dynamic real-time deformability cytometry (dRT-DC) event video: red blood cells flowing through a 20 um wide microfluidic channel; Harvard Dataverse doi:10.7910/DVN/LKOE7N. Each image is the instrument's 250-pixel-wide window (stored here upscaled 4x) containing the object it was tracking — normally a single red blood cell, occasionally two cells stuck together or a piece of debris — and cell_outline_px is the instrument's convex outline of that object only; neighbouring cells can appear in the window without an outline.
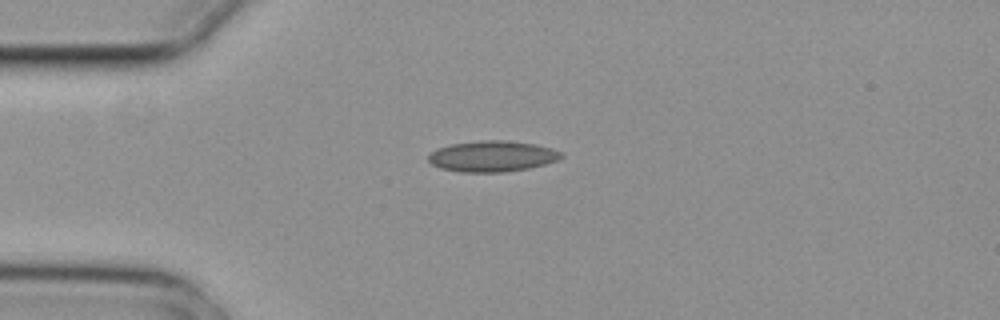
{"species": "common noctule bat (a hibernating species)", "species_latin": "Nyctalus noctula", "temperature_condition": "cold", "stored_images_in_passage": 8, "camera_frame_rate_fps": 3000, "um_per_image_px": 0.085, "animal": {"sex": "female", "body_mass_g": 29.2, "forearm_length_mm": 56.3}, "frame": {"image": 1, "passage_image": 3, "time_ms": 0.667, "image_size_px": [1000, 320], "cell_outline_px": [[564, 156], [556, 160], [544, 164], [528, 168], [504, 172], [460, 172], [440, 168], [432, 164], [428, 160], [428, 156], [436, 148], [452, 144], [480, 140], [508, 140], [536, 144], [552, 148], [564, 152]], "centroid_in_image_um": [41.85, 13.27], "position_along_channel_um": 43.1, "area_um2": 24.04}}
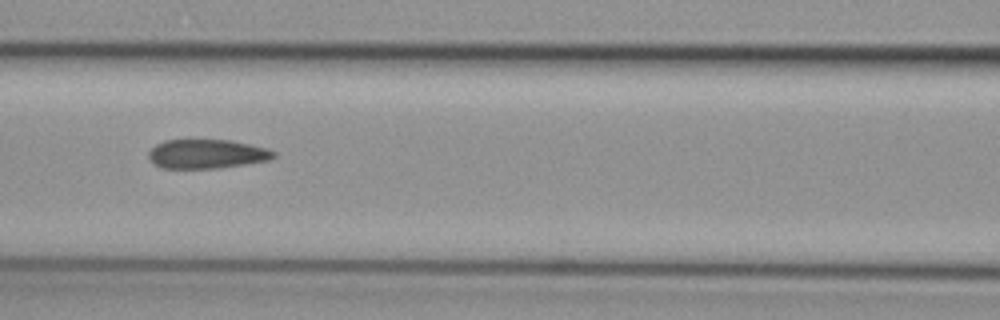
{"frame": {"image": 2, "passage_image": 6, "time_ms": 1.667, "image_size_px": [1000, 320], "cell_outline_px": [[276, 156], [268, 160], [244, 164], [216, 168], [160, 168], [152, 164], [148, 160], [148, 152], [156, 144], [164, 140], [232, 140], [268, 148], [276, 152]], "centroid_in_image_um": [17.54, 13.08], "position_along_channel_um": 149.1, "area_um2": 21.39}}
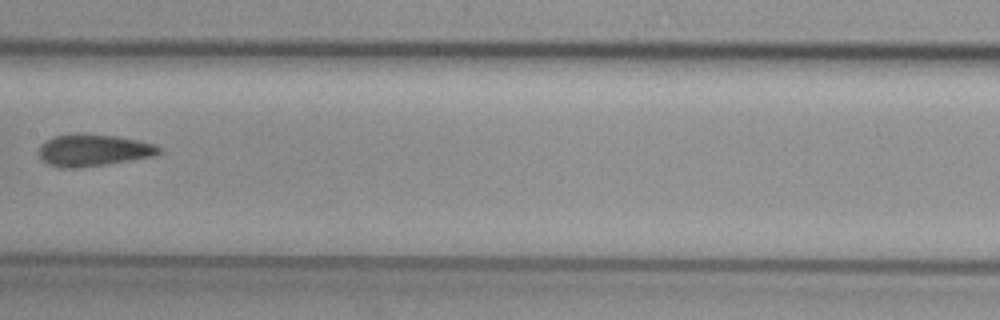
{"frame": {"image": 3, "passage_image": 7, "time_ms": 2.0, "image_size_px": [1000, 320], "cell_outline_px": [[164, 152], [156, 156], [108, 164], [80, 168], [60, 168], [48, 164], [40, 160], [40, 144], [52, 136], [72, 132], [84, 132], [116, 136], [140, 140], [156, 144], [164, 148]], "centroid_in_image_um": [7.98, 12.75], "position_along_channel_um": 199.4, "area_um2": 23.29}}